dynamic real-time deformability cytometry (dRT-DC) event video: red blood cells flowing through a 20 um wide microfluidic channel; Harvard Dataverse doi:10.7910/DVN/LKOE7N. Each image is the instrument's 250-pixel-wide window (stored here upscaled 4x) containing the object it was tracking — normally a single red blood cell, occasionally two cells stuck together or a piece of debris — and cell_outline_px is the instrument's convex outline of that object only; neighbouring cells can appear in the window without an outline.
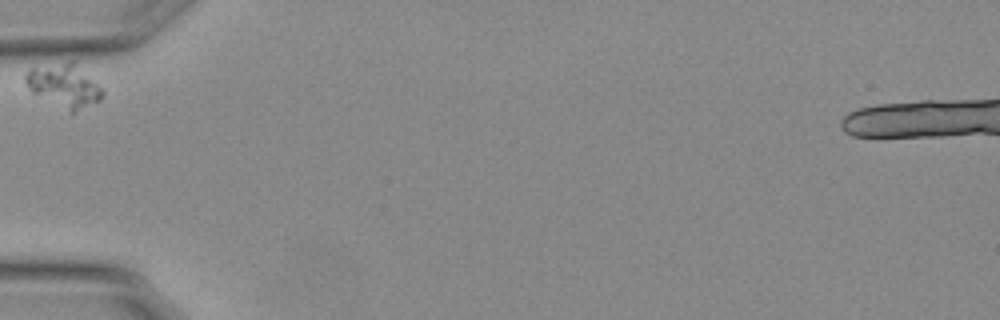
{"species": "Egyptian fruit bat (a non-hibernating species)", "species_latin": "Rousettus aegyptiacus", "temperature_condition": "warm", "stored_images_in_passage": 33, "camera_frame_rate_fps": 3000, "um_per_image_px": 0.085, "animal": {"sex": "female"}, "frame": {"image": 1, "passage_image": 1, "time_ms": 0.0, "image_size_px": [1000, 320], "cell_outline_px": [[104, 96], [100, 100], [72, 112], [32, 92], [28, 88], [24, 80], [24, 76], [32, 68], [68, 60], [72, 60], [104, 88]], "centroid_in_image_um": [5.48, 7.23], "position_along_channel_um": 79.5, "area_um2": 19.13}}
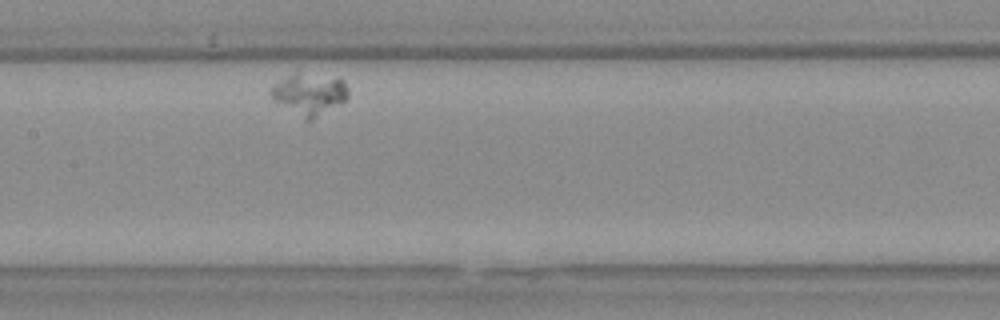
{"frame": {"image": 2, "passage_image": 12, "time_ms": 3.667, "image_size_px": [1000, 320], "cell_outline_px": [[348, 96], [344, 100], [312, 120], [304, 120], [272, 100], [268, 92], [276, 84], [296, 72], [300, 72], [340, 80], [348, 88]], "centroid_in_image_um": [26.23, 8.03], "position_along_channel_um": 181.2, "area_um2": 18.15}}
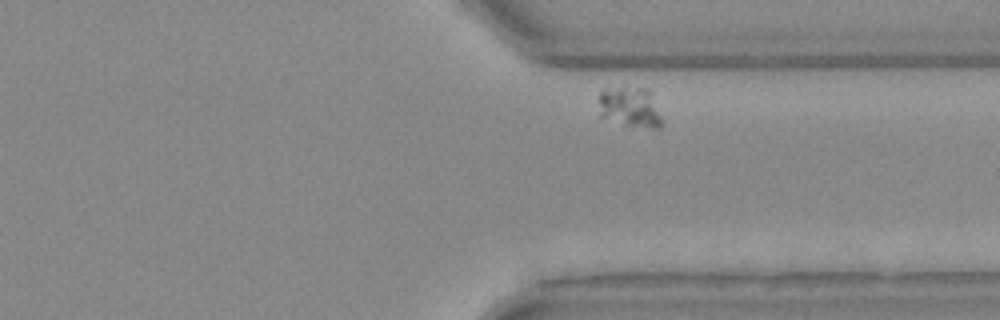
{"frame": {"image": 3, "passage_image": 30, "time_ms": 9.667, "image_size_px": [1000, 320], "cell_outline_px": [[664, 124], [660, 128], [652, 128], [624, 124], [600, 116], [600, 92], [604, 88], [648, 88], [652, 92]], "centroid_in_image_um": [53.61, 9.1], "position_along_channel_um": 357.8, "area_um2": 14.8}}